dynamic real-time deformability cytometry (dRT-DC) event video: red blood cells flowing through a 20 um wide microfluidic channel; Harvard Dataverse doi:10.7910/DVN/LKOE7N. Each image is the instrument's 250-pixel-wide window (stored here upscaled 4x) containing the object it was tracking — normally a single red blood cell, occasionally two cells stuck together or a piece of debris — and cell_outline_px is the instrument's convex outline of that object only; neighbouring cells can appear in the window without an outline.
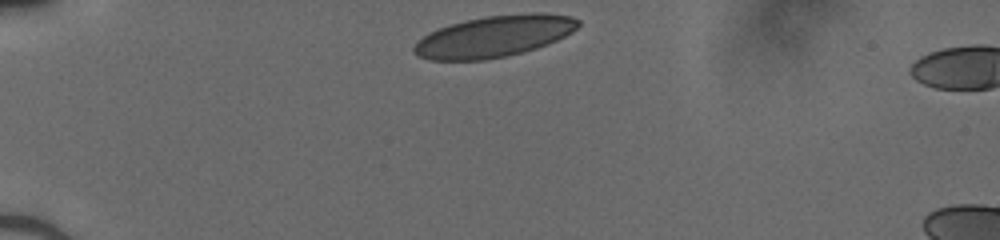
{"species": "human", "species_latin": "Homo sapiens", "temperature_condition": "cold", "stored_images_in_passage": 4, "camera_frame_rate_fps": 3000, "um_per_image_px": 0.085, "donor": {"sex": "male"}, "frame": {"image": 1, "passage_image": 1, "time_ms": 0.0, "image_size_px": [1000, 240], "cell_outline_px": [[580, 24], [572, 32], [548, 44], [536, 48], [504, 56], [484, 60], [432, 60], [416, 56], [412, 52], [412, 48], [416, 40], [428, 32], [464, 20], [488, 16], [532, 12], [544, 12], [572, 16], [580, 20]], "centroid_in_image_um": [41.98, 3.08], "position_along_channel_um": 43.0, "area_um2": 39.77}}